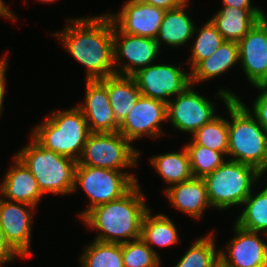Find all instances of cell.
<instances>
[{"mask_svg":"<svg viewBox=\"0 0 267 267\" xmlns=\"http://www.w3.org/2000/svg\"><path fill=\"white\" fill-rule=\"evenodd\" d=\"M69 21L71 25L66 24L63 31L54 36L86 67V80H102L115 75L114 23L108 13Z\"/></svg>","mask_w":267,"mask_h":267,"instance_id":"6da1fadb","label":"cell"},{"mask_svg":"<svg viewBox=\"0 0 267 267\" xmlns=\"http://www.w3.org/2000/svg\"><path fill=\"white\" fill-rule=\"evenodd\" d=\"M139 187L137 183L120 199L96 206L81 219L100 231L95 240L121 244L140 238L142 220L150 208Z\"/></svg>","mask_w":267,"mask_h":267,"instance_id":"7a4b0ae2","label":"cell"},{"mask_svg":"<svg viewBox=\"0 0 267 267\" xmlns=\"http://www.w3.org/2000/svg\"><path fill=\"white\" fill-rule=\"evenodd\" d=\"M231 120L228 121V155L264 174L267 170V132L232 91L219 89ZM232 121V122H231Z\"/></svg>","mask_w":267,"mask_h":267,"instance_id":"3957f363","label":"cell"},{"mask_svg":"<svg viewBox=\"0 0 267 267\" xmlns=\"http://www.w3.org/2000/svg\"><path fill=\"white\" fill-rule=\"evenodd\" d=\"M39 124L30 136L41 146L75 161L79 160L90 131L85 116L77 105L55 111Z\"/></svg>","mask_w":267,"mask_h":267,"instance_id":"277c9868","label":"cell"},{"mask_svg":"<svg viewBox=\"0 0 267 267\" xmlns=\"http://www.w3.org/2000/svg\"><path fill=\"white\" fill-rule=\"evenodd\" d=\"M15 155L27 166L42 194L73 193L77 161L41 146L33 137Z\"/></svg>","mask_w":267,"mask_h":267,"instance_id":"5b68a950","label":"cell"},{"mask_svg":"<svg viewBox=\"0 0 267 267\" xmlns=\"http://www.w3.org/2000/svg\"><path fill=\"white\" fill-rule=\"evenodd\" d=\"M263 174L248 164L227 160L206 175L207 196L212 208L226 210L241 205L253 192V183Z\"/></svg>","mask_w":267,"mask_h":267,"instance_id":"8992f818","label":"cell"},{"mask_svg":"<svg viewBox=\"0 0 267 267\" xmlns=\"http://www.w3.org/2000/svg\"><path fill=\"white\" fill-rule=\"evenodd\" d=\"M137 183H139L137 177L128 172L77 165L73 193L80 185L79 187H82L89 197V206L79 217L83 218L96 206L120 199Z\"/></svg>","mask_w":267,"mask_h":267,"instance_id":"52a82bcc","label":"cell"},{"mask_svg":"<svg viewBox=\"0 0 267 267\" xmlns=\"http://www.w3.org/2000/svg\"><path fill=\"white\" fill-rule=\"evenodd\" d=\"M139 155L119 131L90 133L77 165L121 171L137 166Z\"/></svg>","mask_w":267,"mask_h":267,"instance_id":"ba28073f","label":"cell"},{"mask_svg":"<svg viewBox=\"0 0 267 267\" xmlns=\"http://www.w3.org/2000/svg\"><path fill=\"white\" fill-rule=\"evenodd\" d=\"M140 93L165 102L172 96H177L191 84V73L168 64H153L138 70L132 75ZM171 96V97H170Z\"/></svg>","mask_w":267,"mask_h":267,"instance_id":"9c48e42d","label":"cell"},{"mask_svg":"<svg viewBox=\"0 0 267 267\" xmlns=\"http://www.w3.org/2000/svg\"><path fill=\"white\" fill-rule=\"evenodd\" d=\"M190 84L176 98L167 103V121L173 127L191 135L215 117V107L211 100L196 93Z\"/></svg>","mask_w":267,"mask_h":267,"instance_id":"30bf717a","label":"cell"},{"mask_svg":"<svg viewBox=\"0 0 267 267\" xmlns=\"http://www.w3.org/2000/svg\"><path fill=\"white\" fill-rule=\"evenodd\" d=\"M113 39L114 68L118 75L132 76L138 70L152 65L160 52L156 39L122 33L115 25ZM124 58L128 60L127 64H123Z\"/></svg>","mask_w":267,"mask_h":267,"instance_id":"8fae6325","label":"cell"},{"mask_svg":"<svg viewBox=\"0 0 267 267\" xmlns=\"http://www.w3.org/2000/svg\"><path fill=\"white\" fill-rule=\"evenodd\" d=\"M167 104L163 101L140 96L128 115L119 124V132L131 143L143 135L158 138L161 125L167 121Z\"/></svg>","mask_w":267,"mask_h":267,"instance_id":"7c38bea8","label":"cell"},{"mask_svg":"<svg viewBox=\"0 0 267 267\" xmlns=\"http://www.w3.org/2000/svg\"><path fill=\"white\" fill-rule=\"evenodd\" d=\"M239 62L255 87L267 86V16L238 42Z\"/></svg>","mask_w":267,"mask_h":267,"instance_id":"4fadbf2b","label":"cell"},{"mask_svg":"<svg viewBox=\"0 0 267 267\" xmlns=\"http://www.w3.org/2000/svg\"><path fill=\"white\" fill-rule=\"evenodd\" d=\"M33 205L1 199L0 227L6 241L21 256H31Z\"/></svg>","mask_w":267,"mask_h":267,"instance_id":"5bb4252c","label":"cell"},{"mask_svg":"<svg viewBox=\"0 0 267 267\" xmlns=\"http://www.w3.org/2000/svg\"><path fill=\"white\" fill-rule=\"evenodd\" d=\"M164 13V9L142 0H128L119 13L108 15L122 33L156 39Z\"/></svg>","mask_w":267,"mask_h":267,"instance_id":"9a60e30c","label":"cell"},{"mask_svg":"<svg viewBox=\"0 0 267 267\" xmlns=\"http://www.w3.org/2000/svg\"><path fill=\"white\" fill-rule=\"evenodd\" d=\"M234 238L226 244V250H219L222 267H267V243L258 232H252L234 225Z\"/></svg>","mask_w":267,"mask_h":267,"instance_id":"2e32d148","label":"cell"},{"mask_svg":"<svg viewBox=\"0 0 267 267\" xmlns=\"http://www.w3.org/2000/svg\"><path fill=\"white\" fill-rule=\"evenodd\" d=\"M86 89L85 102L77 107L85 116L90 133L118 132L107 85L102 80H86Z\"/></svg>","mask_w":267,"mask_h":267,"instance_id":"e0dca14e","label":"cell"},{"mask_svg":"<svg viewBox=\"0 0 267 267\" xmlns=\"http://www.w3.org/2000/svg\"><path fill=\"white\" fill-rule=\"evenodd\" d=\"M14 166L7 171L0 184V196L9 201L36 205L43 196L37 181L27 166L14 155Z\"/></svg>","mask_w":267,"mask_h":267,"instance_id":"ac0fdd59","label":"cell"},{"mask_svg":"<svg viewBox=\"0 0 267 267\" xmlns=\"http://www.w3.org/2000/svg\"><path fill=\"white\" fill-rule=\"evenodd\" d=\"M164 192L173 207L195 219H200L207 207H212L203 178L193 177L179 184L168 186Z\"/></svg>","mask_w":267,"mask_h":267,"instance_id":"d6986e66","label":"cell"},{"mask_svg":"<svg viewBox=\"0 0 267 267\" xmlns=\"http://www.w3.org/2000/svg\"><path fill=\"white\" fill-rule=\"evenodd\" d=\"M265 16L261 9L222 7L209 20L216 26L225 41L238 43Z\"/></svg>","mask_w":267,"mask_h":267,"instance_id":"ffe728a7","label":"cell"},{"mask_svg":"<svg viewBox=\"0 0 267 267\" xmlns=\"http://www.w3.org/2000/svg\"><path fill=\"white\" fill-rule=\"evenodd\" d=\"M188 0L181 6L165 11L156 43L160 47L162 42L172 47L184 45L193 37L195 25L186 13Z\"/></svg>","mask_w":267,"mask_h":267,"instance_id":"44dd1931","label":"cell"},{"mask_svg":"<svg viewBox=\"0 0 267 267\" xmlns=\"http://www.w3.org/2000/svg\"><path fill=\"white\" fill-rule=\"evenodd\" d=\"M102 81L107 85L110 105L120 124L141 96L132 76L111 75Z\"/></svg>","mask_w":267,"mask_h":267,"instance_id":"7402d4cb","label":"cell"},{"mask_svg":"<svg viewBox=\"0 0 267 267\" xmlns=\"http://www.w3.org/2000/svg\"><path fill=\"white\" fill-rule=\"evenodd\" d=\"M239 62L237 42L225 41L211 57L201 61L191 73V84L195 85L219 77Z\"/></svg>","mask_w":267,"mask_h":267,"instance_id":"603a6c76","label":"cell"},{"mask_svg":"<svg viewBox=\"0 0 267 267\" xmlns=\"http://www.w3.org/2000/svg\"><path fill=\"white\" fill-rule=\"evenodd\" d=\"M151 164L164 181L173 186L193 178L189 153L184 146L180 152L152 157Z\"/></svg>","mask_w":267,"mask_h":267,"instance_id":"cb8c5ba5","label":"cell"},{"mask_svg":"<svg viewBox=\"0 0 267 267\" xmlns=\"http://www.w3.org/2000/svg\"><path fill=\"white\" fill-rule=\"evenodd\" d=\"M149 209L142 220L140 238L153 250L152 245L159 247L172 246L178 242L179 235L174 222L164 214L152 216Z\"/></svg>","mask_w":267,"mask_h":267,"instance_id":"d4e9b609","label":"cell"},{"mask_svg":"<svg viewBox=\"0 0 267 267\" xmlns=\"http://www.w3.org/2000/svg\"><path fill=\"white\" fill-rule=\"evenodd\" d=\"M267 185V184H266ZM242 213L237 217L235 224L240 228L263 233L267 236V186L258 194L250 195L243 202ZM267 239V237H266Z\"/></svg>","mask_w":267,"mask_h":267,"instance_id":"484cf974","label":"cell"},{"mask_svg":"<svg viewBox=\"0 0 267 267\" xmlns=\"http://www.w3.org/2000/svg\"><path fill=\"white\" fill-rule=\"evenodd\" d=\"M84 251L81 267H124L120 243L94 240Z\"/></svg>","mask_w":267,"mask_h":267,"instance_id":"4316f807","label":"cell"},{"mask_svg":"<svg viewBox=\"0 0 267 267\" xmlns=\"http://www.w3.org/2000/svg\"><path fill=\"white\" fill-rule=\"evenodd\" d=\"M214 239L212 233L199 237L174 267H218L219 251H216Z\"/></svg>","mask_w":267,"mask_h":267,"instance_id":"83f0119b","label":"cell"},{"mask_svg":"<svg viewBox=\"0 0 267 267\" xmlns=\"http://www.w3.org/2000/svg\"><path fill=\"white\" fill-rule=\"evenodd\" d=\"M198 33L196 41L191 49V57L188 63H191V71L203 60L211 57L218 48L225 42L223 36L218 32L216 26L208 20L203 27L195 26L194 33Z\"/></svg>","mask_w":267,"mask_h":267,"instance_id":"f1b7e54d","label":"cell"},{"mask_svg":"<svg viewBox=\"0 0 267 267\" xmlns=\"http://www.w3.org/2000/svg\"><path fill=\"white\" fill-rule=\"evenodd\" d=\"M192 137L191 140L194 143L227 155L228 120L218 115L211 122L195 131Z\"/></svg>","mask_w":267,"mask_h":267,"instance_id":"f546056e","label":"cell"},{"mask_svg":"<svg viewBox=\"0 0 267 267\" xmlns=\"http://www.w3.org/2000/svg\"><path fill=\"white\" fill-rule=\"evenodd\" d=\"M185 147L189 153L194 177L204 178L226 161L224 153L198 145L193 141L186 144Z\"/></svg>","mask_w":267,"mask_h":267,"instance_id":"4dcf8cb0","label":"cell"},{"mask_svg":"<svg viewBox=\"0 0 267 267\" xmlns=\"http://www.w3.org/2000/svg\"><path fill=\"white\" fill-rule=\"evenodd\" d=\"M124 267H160L161 259L141 238L121 243Z\"/></svg>","mask_w":267,"mask_h":267,"instance_id":"1f68e13d","label":"cell"},{"mask_svg":"<svg viewBox=\"0 0 267 267\" xmlns=\"http://www.w3.org/2000/svg\"><path fill=\"white\" fill-rule=\"evenodd\" d=\"M259 92L258 97L253 104V112L238 98V100L250 111L256 120L263 126L267 132V86L256 87Z\"/></svg>","mask_w":267,"mask_h":267,"instance_id":"d6a6232c","label":"cell"},{"mask_svg":"<svg viewBox=\"0 0 267 267\" xmlns=\"http://www.w3.org/2000/svg\"><path fill=\"white\" fill-rule=\"evenodd\" d=\"M16 256L21 257L6 241L3 231L0 227V266L15 259Z\"/></svg>","mask_w":267,"mask_h":267,"instance_id":"836d02e7","label":"cell"},{"mask_svg":"<svg viewBox=\"0 0 267 267\" xmlns=\"http://www.w3.org/2000/svg\"><path fill=\"white\" fill-rule=\"evenodd\" d=\"M142 1L167 11L181 6L187 0H142Z\"/></svg>","mask_w":267,"mask_h":267,"instance_id":"e575fe53","label":"cell"},{"mask_svg":"<svg viewBox=\"0 0 267 267\" xmlns=\"http://www.w3.org/2000/svg\"><path fill=\"white\" fill-rule=\"evenodd\" d=\"M7 56L3 57V59H0V115L2 113V107H3V100H4V94H5V73L7 71Z\"/></svg>","mask_w":267,"mask_h":267,"instance_id":"d590c367","label":"cell"},{"mask_svg":"<svg viewBox=\"0 0 267 267\" xmlns=\"http://www.w3.org/2000/svg\"><path fill=\"white\" fill-rule=\"evenodd\" d=\"M251 0H222L223 7H233L239 9H259V7H253Z\"/></svg>","mask_w":267,"mask_h":267,"instance_id":"8d00e7d4","label":"cell"},{"mask_svg":"<svg viewBox=\"0 0 267 267\" xmlns=\"http://www.w3.org/2000/svg\"><path fill=\"white\" fill-rule=\"evenodd\" d=\"M0 16L5 17L6 19H15L17 20L16 15L5 5L3 0H0Z\"/></svg>","mask_w":267,"mask_h":267,"instance_id":"74e56055","label":"cell"},{"mask_svg":"<svg viewBox=\"0 0 267 267\" xmlns=\"http://www.w3.org/2000/svg\"><path fill=\"white\" fill-rule=\"evenodd\" d=\"M38 1H41V2H47V3H49V2H54V1H56V0H38Z\"/></svg>","mask_w":267,"mask_h":267,"instance_id":"f35d334b","label":"cell"}]
</instances>
